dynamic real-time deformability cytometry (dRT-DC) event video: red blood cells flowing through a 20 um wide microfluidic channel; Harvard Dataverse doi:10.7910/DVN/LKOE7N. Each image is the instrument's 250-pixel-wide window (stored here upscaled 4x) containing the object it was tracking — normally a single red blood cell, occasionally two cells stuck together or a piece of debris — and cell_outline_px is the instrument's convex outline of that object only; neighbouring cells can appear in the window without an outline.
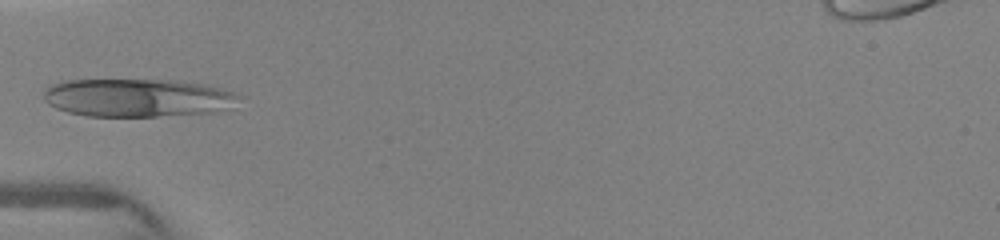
{"species": "human", "species_latin": "Homo sapiens", "temperature_condition": "warm", "stored_images_in_passage": 10, "camera_frame_rate_fps": 3000, "um_per_image_px": 0.085, "donor": {"sex": "female"}, "frame": {"image": 1, "passage_image": 1, "time_ms": 0.0, "image_size_px": [1000, 240], "cell_outline_px": [[244, 96], [232, 108], [212, 112], [156, 116], [88, 116], [68, 112], [56, 108], [48, 104], [44, 100], [44, 92], [48, 84], [64, 80], [176, 80], [208, 84]], "centroid_in_image_um": [11.71, 8.3], "position_along_channel_um": 73.3, "area_um2": 43.81}}
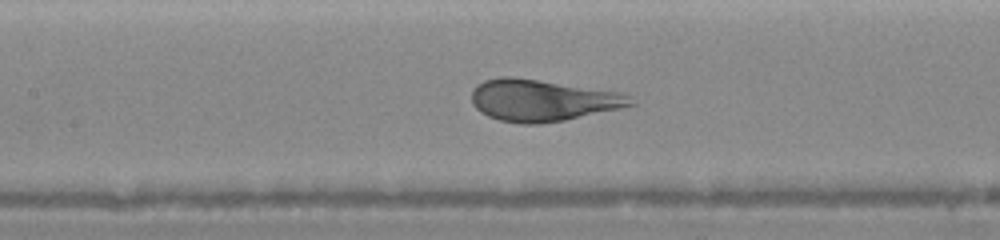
{"frame": {"image": 2, "passage_image": 7, "time_ms": 2.0, "image_size_px": [1000, 240], "cell_outline_px": [[636, 104], [620, 108], [564, 120], [540, 124], [520, 124], [500, 120], [488, 116], [480, 112], [472, 104], [472, 92], [476, 84], [484, 80], [500, 76], [512, 76], [620, 92], [632, 96]], "centroid_in_image_um": [46.08, 8.52], "position_along_channel_um": 161.3, "area_um2": 38.67}}
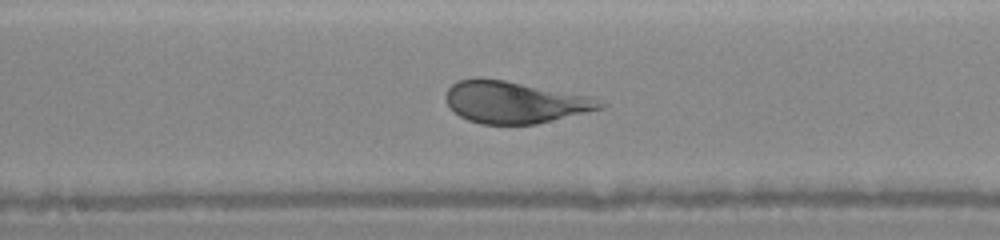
{"frame": {"image": 3, "passage_image": 10, "time_ms": 3.0, "image_size_px": [1000, 240], "cell_outline_px": [[608, 104], [604, 108], [536, 124], [480, 124], [468, 120], [460, 116], [444, 100], [444, 96], [448, 88], [456, 80], [472, 76], [480, 76], [504, 80], [584, 96]], "centroid_in_image_um": [43.64, 8.67], "position_along_channel_um": 204.6, "area_um2": 37.45}}